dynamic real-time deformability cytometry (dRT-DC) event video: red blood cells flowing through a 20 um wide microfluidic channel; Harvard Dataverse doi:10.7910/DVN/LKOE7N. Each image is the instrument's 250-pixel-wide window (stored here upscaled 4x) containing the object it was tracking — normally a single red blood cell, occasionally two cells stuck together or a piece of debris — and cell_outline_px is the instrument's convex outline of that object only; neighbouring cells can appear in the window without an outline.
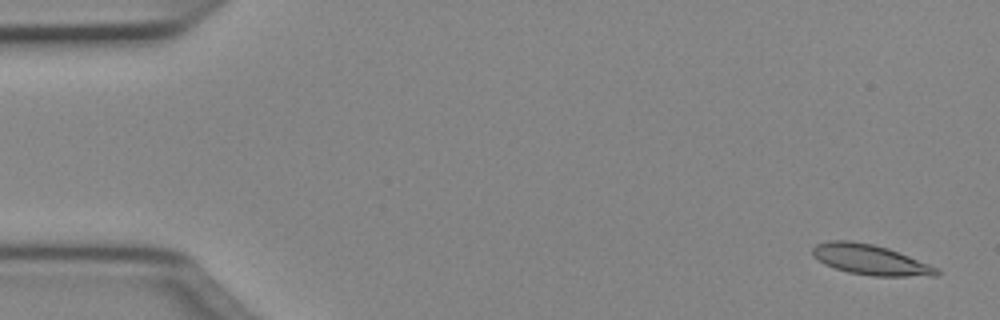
{"species": "Egyptian fruit bat (a non-hibernating species)", "species_latin": "Rousettus aegyptiacus", "temperature_condition": "cold", "stored_images_in_passage": 51, "camera_frame_rate_fps": 3000, "um_per_image_px": 0.085, "animal": {"sex": "female"}, "frame": {"image": 1, "passage_image": 2, "time_ms": 0.333, "image_size_px": [1000, 320], "cell_outline_px": [[940, 272], [936, 276], [872, 276], [848, 272], [824, 264], [812, 256], [812, 248], [816, 244], [828, 240], [852, 240], [872, 244], [888, 248], [940, 268]], "centroid_in_image_um": [73.97, 22.07], "position_along_channel_um": 11.0, "area_um2": 22.02}}
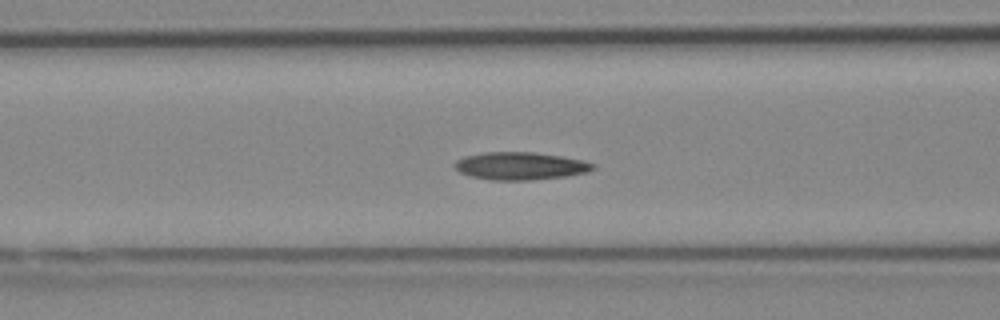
{"frame": {"image": 2, "passage_image": 20, "time_ms": 6.333, "image_size_px": [1000, 320], "cell_outline_px": [[596, 168], [588, 172], [564, 176], [528, 180], [492, 180], [472, 176], [460, 172], [452, 164], [456, 160], [464, 156], [484, 152], [536, 152], [564, 156], [584, 160], [596, 164]], "centroid_in_image_um": [44.26, 14.09], "position_along_channel_um": 122.3, "area_um2": 22.43}}
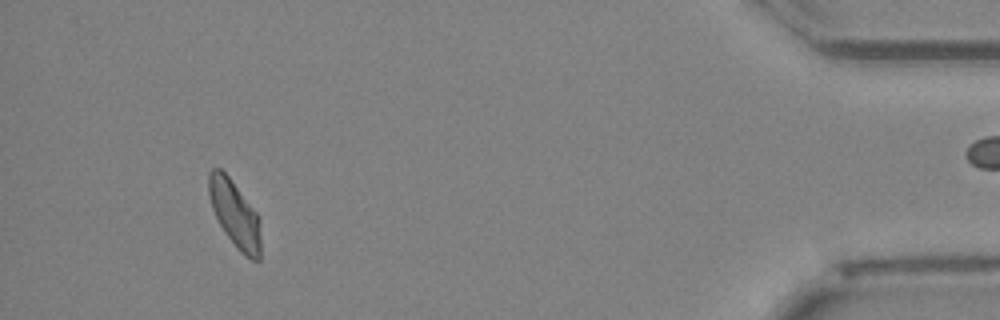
{"frame": {"image": 3, "passage_image": 47, "time_ms": 15.333, "image_size_px": [1000, 320], "cell_outline_px": [[260, 260], [252, 260], [244, 256], [236, 248], [220, 224], [212, 208], [208, 192], [208, 172], [212, 168], [220, 168], [228, 176], [256, 212], [260, 220]], "centroid_in_image_um": [19.96, 18.2], "position_along_channel_um": 415.2, "area_um2": 20.0}}